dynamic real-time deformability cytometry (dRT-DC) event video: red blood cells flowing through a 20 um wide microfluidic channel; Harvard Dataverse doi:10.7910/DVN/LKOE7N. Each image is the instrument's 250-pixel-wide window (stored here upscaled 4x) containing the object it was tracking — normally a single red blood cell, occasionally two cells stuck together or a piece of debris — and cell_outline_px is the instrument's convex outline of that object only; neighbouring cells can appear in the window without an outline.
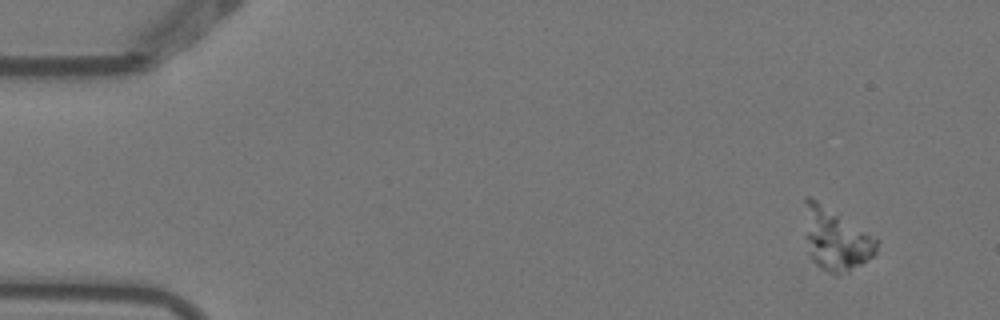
{"species": "Egyptian fruit bat (a non-hibernating species)", "species_latin": "Rousettus aegyptiacus", "temperature_condition": "warm", "stored_images_in_passage": 7, "camera_frame_rate_fps": 3000, "um_per_image_px": 0.085, "animal": {"sex": "female"}, "frame": {"image": 1, "passage_image": 1, "time_ms": 0.0, "image_size_px": [1000, 320], "cell_outline_px": [[880, 240], [876, 252], [872, 256], [860, 264], [836, 276], [816, 264], [812, 260], [808, 252], [804, 236], [804, 196], [808, 196], [816, 200], [876, 236]], "centroid_in_image_um": [71.01, 20.3], "position_along_channel_um": 14.0, "area_um2": 26.36}}